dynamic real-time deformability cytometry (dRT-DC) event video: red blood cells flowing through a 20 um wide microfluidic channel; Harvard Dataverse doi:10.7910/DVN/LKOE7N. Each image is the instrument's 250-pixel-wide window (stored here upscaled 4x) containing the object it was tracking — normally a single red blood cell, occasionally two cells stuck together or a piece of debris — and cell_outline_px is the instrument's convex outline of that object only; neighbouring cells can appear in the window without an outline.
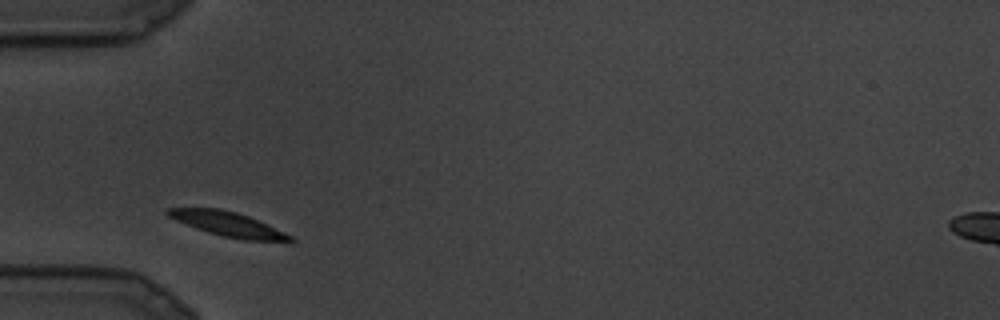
{"species": "common noctule bat (a hibernating species)", "species_latin": "Nyctalus noctula", "temperature_condition": "cold", "stored_images_in_passage": 16, "camera_frame_rate_fps": 3000, "um_per_image_px": 0.085, "animal": {"sex": "male", "body_mass_g": 19.5, "forearm_length_mm": 54.6}, "frame": {"image": 1, "passage_image": 1, "time_ms": 0.0, "image_size_px": [1000, 320], "cell_outline_px": [[296, 240], [292, 244], [288, 244], [240, 240], [208, 232], [196, 228], [176, 220], [168, 216], [164, 212], [168, 208], [220, 208], [236, 212], [248, 216], [284, 232], [292, 236]], "centroid_in_image_um": [19.51, 19.1], "position_along_channel_um": 65.5, "area_um2": 17.92}}
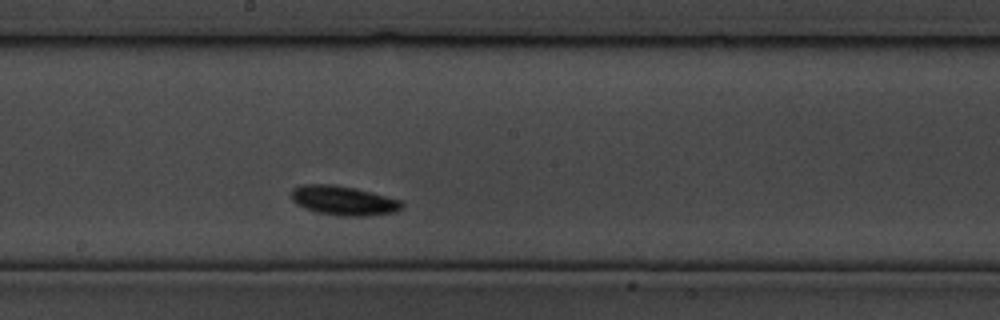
{"frame": {"image": 2, "passage_image": 7, "time_ms": 2.0, "image_size_px": [1000, 320], "cell_outline_px": [[404, 208], [396, 212], [368, 216], [344, 216], [316, 212], [304, 208], [296, 204], [292, 200], [292, 188], [300, 184], [332, 184], [356, 188], [372, 192], [400, 200], [404, 204]], "centroid_in_image_um": [29.2, 17.04], "position_along_channel_um": 219.0, "area_um2": 19.13}}
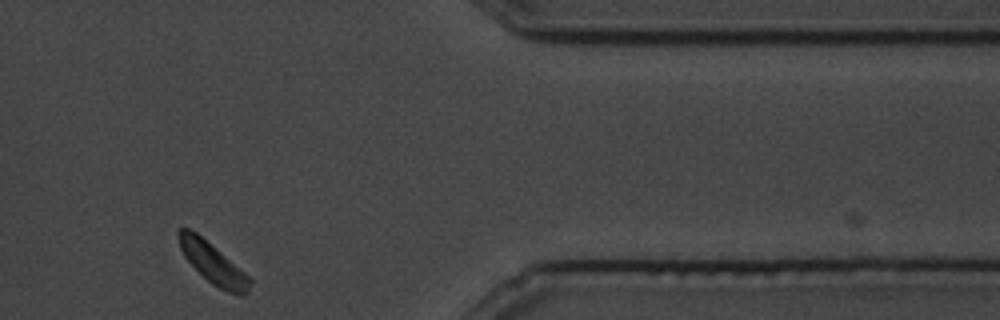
{"frame": {"image": 3, "passage_image": 15, "time_ms": 4.667, "image_size_px": [1000, 320], "cell_outline_px": [[252, 280], [248, 292], [228, 292], [212, 284], [184, 256], [180, 248], [176, 236], [176, 232], [180, 228], [188, 228], [196, 232], [244, 272]], "centroid_in_image_um": [18.03, 22.32], "position_along_channel_um": 393.4, "area_um2": 16.18}}